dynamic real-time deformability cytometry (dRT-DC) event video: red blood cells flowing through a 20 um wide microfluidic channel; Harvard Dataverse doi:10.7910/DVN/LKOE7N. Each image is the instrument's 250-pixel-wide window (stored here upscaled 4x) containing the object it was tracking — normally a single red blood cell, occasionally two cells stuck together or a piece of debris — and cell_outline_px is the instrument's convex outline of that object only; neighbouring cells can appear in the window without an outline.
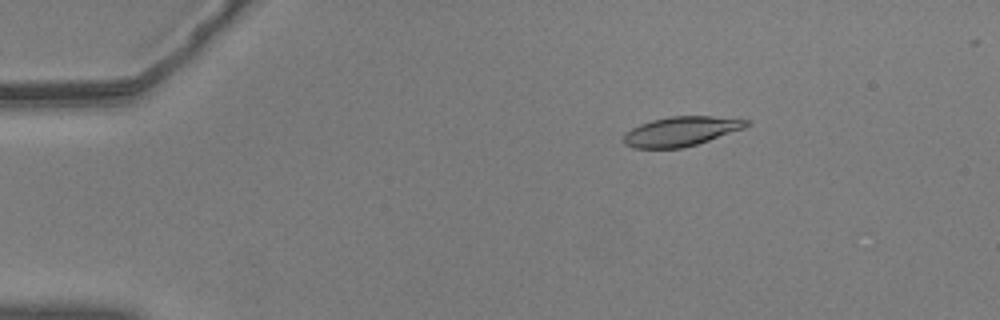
{"species": "common noctule bat (a hibernating species)", "species_latin": "Nyctalus noctula", "temperature_condition": "warm", "stored_images_in_passage": 23, "camera_frame_rate_fps": 3000, "um_per_image_px": 0.085, "animal": {"sex": "male", "body_mass_g": 20.5, "forearm_length_mm": 52.5}, "frame": {"image": 1, "passage_image": 10, "time_ms": 3.0, "image_size_px": [1000, 320], "cell_outline_px": [[752, 120], [744, 128], [696, 144], [680, 148], [632, 148], [624, 144], [624, 132], [640, 124], [652, 120], [668, 116], [712, 116]], "centroid_in_image_um": [57.86, 11.15], "position_along_channel_um": 27.1, "area_um2": 20.98}}
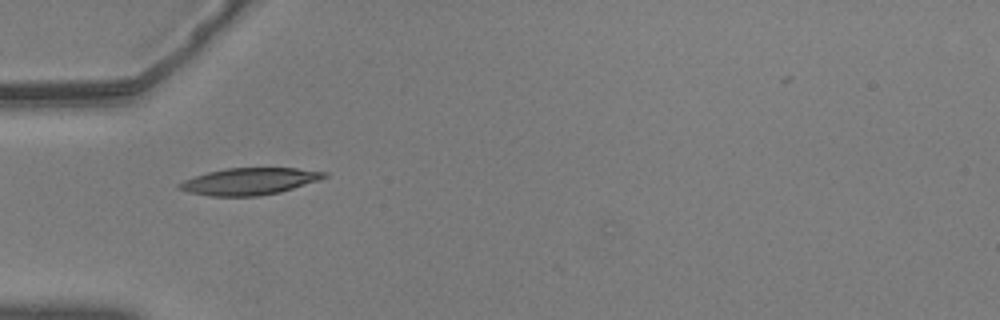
{"frame": {"image": 2, "passage_image": 19, "time_ms": 6.0, "image_size_px": [1000, 320], "cell_outline_px": [[328, 176], [320, 180], [280, 192], [256, 196], [212, 196], [188, 192], [176, 188], [176, 184], [184, 180], [208, 172], [224, 168], [296, 168], [328, 172]], "centroid_in_image_um": [21.2, 15.41], "position_along_channel_um": 63.8, "area_um2": 22.72}}
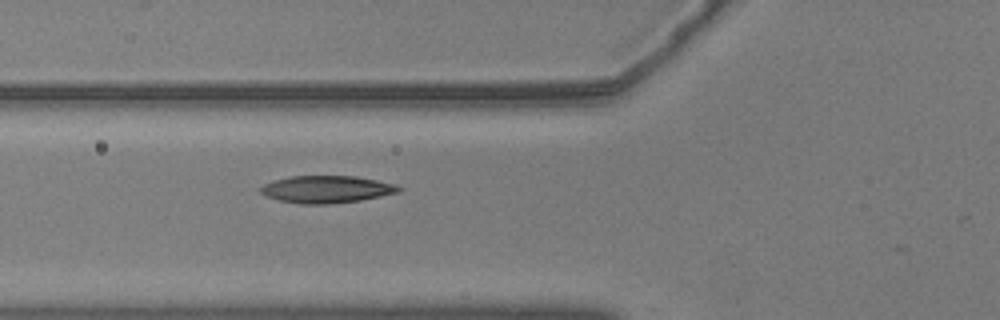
{"frame": {"image": 3, "passage_image": 22, "time_ms": 7.0, "image_size_px": [1000, 320], "cell_outline_px": [[404, 188], [400, 192], [360, 200], [328, 204], [300, 204], [280, 200], [264, 196], [260, 192], [260, 188], [264, 184], [276, 180], [292, 176], [356, 176], [396, 184]], "centroid_in_image_um": [27.78, 16.09], "position_along_channel_um": 98.0, "area_um2": 21.91}}